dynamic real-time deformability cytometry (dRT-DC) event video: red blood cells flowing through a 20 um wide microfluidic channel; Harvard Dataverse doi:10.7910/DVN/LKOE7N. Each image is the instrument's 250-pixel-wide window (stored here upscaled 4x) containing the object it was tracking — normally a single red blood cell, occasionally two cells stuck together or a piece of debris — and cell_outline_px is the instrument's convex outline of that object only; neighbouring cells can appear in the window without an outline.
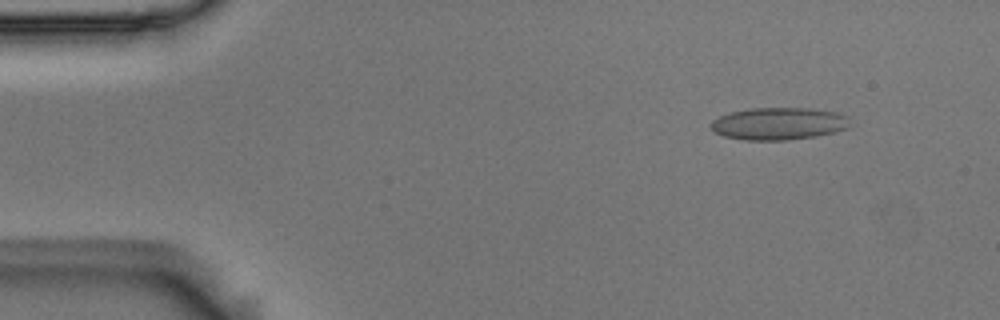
{"species": "Egyptian fruit bat (a non-hibernating species)", "species_latin": "Rousettus aegyptiacus", "temperature_condition": "room temperature", "stored_images_in_passage": 54, "camera_frame_rate_fps": 3000, "um_per_image_px": 0.085, "animal": {"sex": "male"}, "frame": {"image": 1, "passage_image": 6, "time_ms": 1.667, "image_size_px": [1000, 320], "cell_outline_px": [[856, 124], [848, 128], [836, 132], [816, 136], [788, 140], [744, 140], [724, 136], [716, 132], [708, 124], [712, 120], [720, 116], [732, 112], [748, 108], [808, 108], [836, 112], [848, 116]], "centroid_in_image_um": [66.27, 10.51], "position_along_channel_um": 18.7, "area_um2": 26.59}}
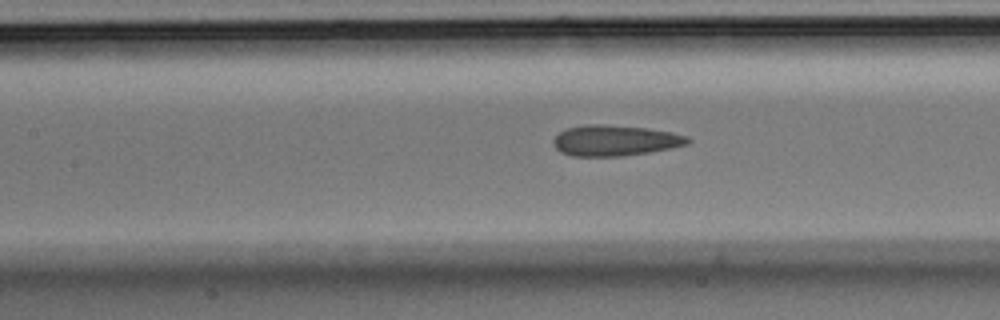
{"frame": {"image": 2, "passage_image": 24, "time_ms": 7.667, "image_size_px": [1000, 320], "cell_outline_px": [[692, 140], [688, 144], [672, 148], [624, 156], [572, 156], [560, 152], [552, 144], [552, 140], [560, 132], [568, 128], [588, 124], [600, 124], [648, 128], [672, 132], [688, 136]], "centroid_in_image_um": [52.29, 11.94], "position_along_channel_um": 155.1, "area_um2": 24.16}}
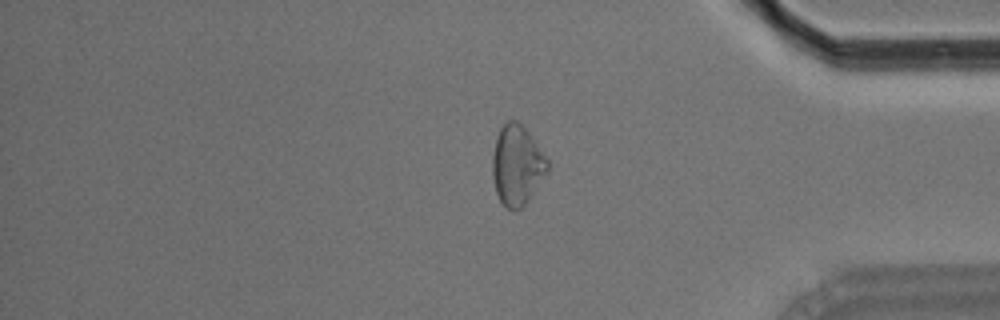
{"frame": {"image": 3, "passage_image": 45, "time_ms": 14.667, "image_size_px": [1000, 320], "cell_outline_px": [[548, 172], [524, 204], [516, 212], [504, 208], [496, 192], [492, 176], [492, 156], [496, 136], [500, 128], [508, 120], [516, 120], [528, 132], [548, 160]], "centroid_in_image_um": [43.92, 14.06], "position_along_channel_um": 391.3, "area_um2": 25.55}, "authors_computed_cell_mechanics": {"area_um2": 24.5072, "velocity_mm_per_s": 3.6954, "shape_relaxation_time_tau1_ms": null, "shape_relaxation_time_tau2_ms": 2.5854, "deformation_change_tau1": null, "deformation_change_tau2": 0.0852}}